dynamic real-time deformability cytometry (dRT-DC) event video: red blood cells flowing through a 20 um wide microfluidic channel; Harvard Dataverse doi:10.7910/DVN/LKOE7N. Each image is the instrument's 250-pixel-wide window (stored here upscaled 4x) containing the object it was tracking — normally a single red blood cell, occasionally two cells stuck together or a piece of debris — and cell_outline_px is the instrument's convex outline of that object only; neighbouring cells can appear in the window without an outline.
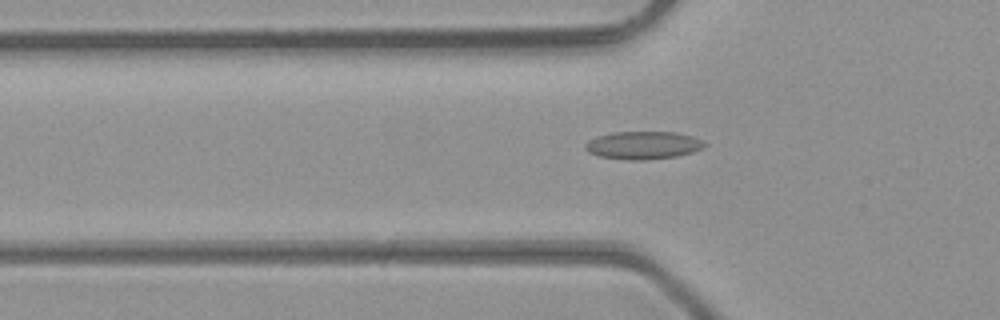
{"species": "common noctule bat (a hibernating species)", "species_latin": "Nyctalus noctula", "temperature_condition": "room temperature", "stored_images_in_passage": 47, "camera_frame_rate_fps": 3000, "um_per_image_px": 0.085, "animal": {"sex": "male", "body_mass_g": 23.1, "forearm_length_mm": 52.7}, "frame": {"image": 1, "passage_image": 16, "time_ms": 5.0, "image_size_px": [1000, 320], "cell_outline_px": [[708, 144], [704, 148], [692, 152], [676, 156], [648, 160], [624, 160], [600, 156], [588, 152], [584, 148], [584, 144], [588, 140], [596, 136], [616, 132], [676, 132], [692, 136]], "centroid_in_image_um": [54.65, 12.35], "position_along_channel_um": 71.1, "area_um2": 19.48}}
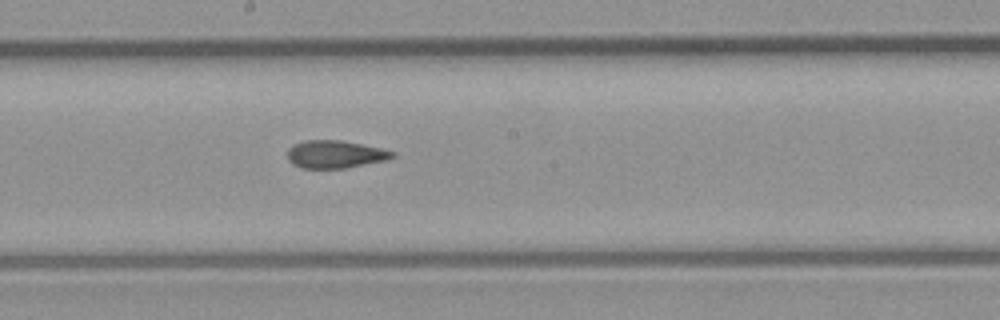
{"frame": {"image": 2, "passage_image": 26, "time_ms": 8.333, "image_size_px": [1000, 320], "cell_outline_px": [[396, 156], [388, 160], [348, 168], [300, 168], [292, 164], [288, 160], [288, 148], [304, 140], [340, 140], [380, 148], [396, 152]], "centroid_in_image_um": [28.51, 13.13], "position_along_channel_um": 219.7, "area_um2": 17.05}}
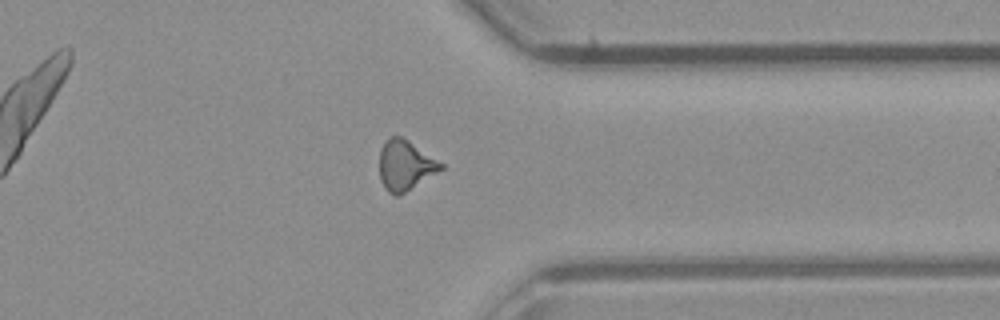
{"frame": {"image": 3, "passage_image": 37, "time_ms": 12.0, "image_size_px": [1000, 320], "cell_outline_px": [[444, 168], [400, 196], [396, 196], [388, 192], [384, 188], [380, 180], [380, 148], [388, 136], [400, 136], [408, 140], [444, 164]], "centroid_in_image_um": [34.43, 14.06], "position_along_channel_um": 377.0, "area_um2": 18.03}, "authors_computed_cell_mechanics": {"area_um2": 17.629, "velocity_mm_per_s": 4.4141, "shape_relaxation_time_tau1_ms": null, "shape_relaxation_time_tau2_ms": 1.4731, "deformation_change_tau1": null, "deformation_change_tau2": 0.0773}}